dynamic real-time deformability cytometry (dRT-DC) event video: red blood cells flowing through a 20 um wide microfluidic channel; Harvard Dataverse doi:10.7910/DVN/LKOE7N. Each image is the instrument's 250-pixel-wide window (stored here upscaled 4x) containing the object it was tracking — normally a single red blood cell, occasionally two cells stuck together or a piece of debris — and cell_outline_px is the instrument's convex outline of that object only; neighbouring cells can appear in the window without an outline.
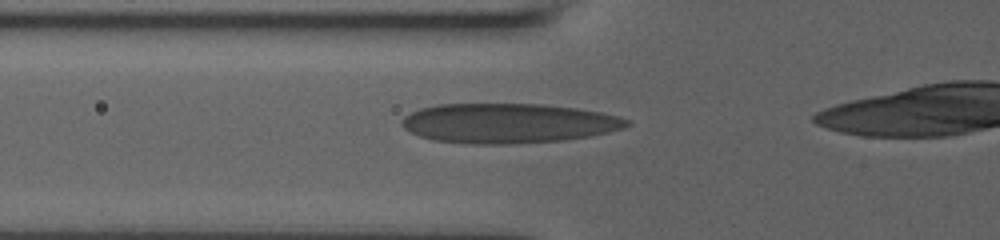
{"species": "human", "species_latin": "Homo sapiens", "temperature_condition": "room temperature", "stored_images_in_passage": 29, "camera_frame_rate_fps": 3000, "um_per_image_px": 0.085, "donor": {"sex": "male"}, "frame": {"image": 1, "passage_image": 2, "time_ms": 0.333, "image_size_px": [1000, 240], "cell_outline_px": [[632, 124], [608, 132], [588, 136], [564, 140], [512, 144], [472, 144], [436, 140], [420, 136], [404, 128], [400, 124], [404, 116], [420, 108], [440, 104], [540, 104], [576, 108], [600, 112], [620, 116], [628, 120]], "centroid_in_image_um": [43.2, 10.47], "position_along_channel_um": 82.6, "area_um2": 51.9}}
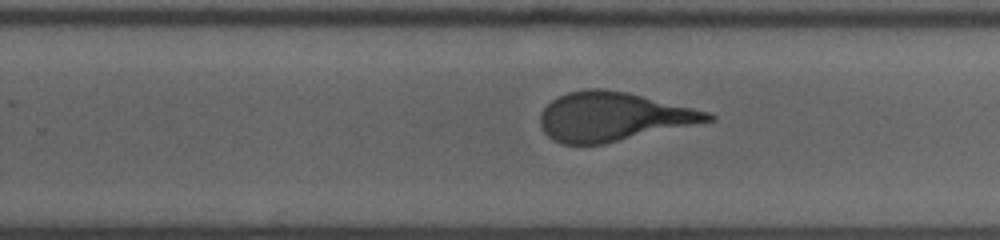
{"frame": {"image": 2, "passage_image": 17, "time_ms": 5.333, "image_size_px": [1000, 240], "cell_outline_px": [[716, 120], [604, 144], [564, 144], [552, 140], [544, 132], [540, 124], [540, 112], [556, 96], [568, 92], [584, 88], [604, 88], [628, 92], [708, 112], [716, 116]], "centroid_in_image_um": [52.09, 9.91], "position_along_channel_um": 277.7, "area_um2": 47.86}}
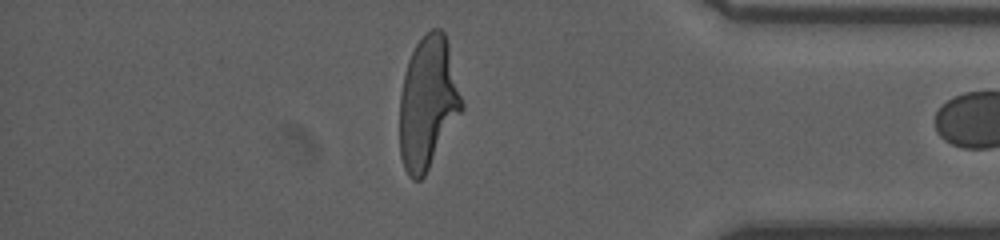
{"frame": {"image": 3, "passage_image": 28, "time_ms": 9.0, "image_size_px": [1000, 240], "cell_outline_px": [[464, 108], [424, 176], [420, 180], [412, 180], [408, 176], [404, 168], [400, 156], [400, 96], [404, 76], [408, 60], [416, 44], [432, 28], [440, 28], [444, 32], [448, 44], [464, 104]], "centroid_in_image_um": [36.37, 8.76], "position_along_channel_um": 398.8, "area_um2": 47.63}}